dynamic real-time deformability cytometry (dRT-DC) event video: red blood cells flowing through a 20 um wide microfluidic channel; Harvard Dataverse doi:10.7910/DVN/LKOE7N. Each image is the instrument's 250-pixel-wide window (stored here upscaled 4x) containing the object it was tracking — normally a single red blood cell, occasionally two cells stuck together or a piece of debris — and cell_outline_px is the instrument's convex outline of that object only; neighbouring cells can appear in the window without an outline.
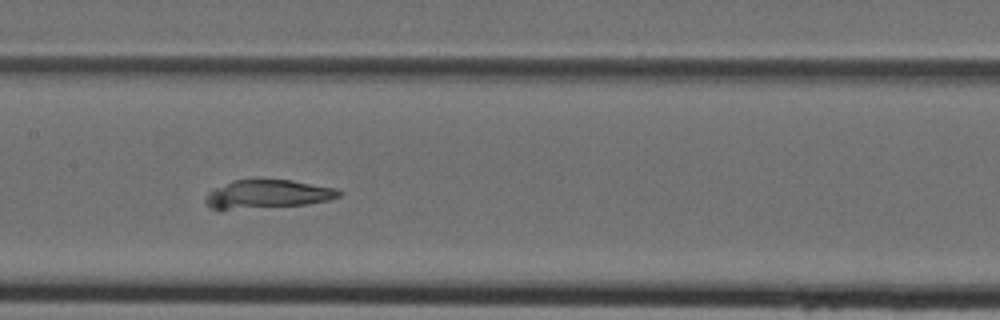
{"species": "Egyptian fruit bat (a non-hibernating species)", "species_latin": "Rousettus aegyptiacus", "temperature_condition": "cold", "stored_images_in_passage": 43, "camera_frame_rate_fps": 3000, "um_per_image_px": 0.085, "animal": {"sex": "female"}, "frame": {"image": 1, "passage_image": 20, "time_ms": 6.333, "image_size_px": [1000, 320], "cell_outline_px": [[344, 192], [340, 196], [328, 200], [308, 204], [220, 212], [212, 208], [204, 200], [204, 196], [208, 192], [232, 180], [292, 180], [336, 188]], "centroid_in_image_um": [22.7, 16.54], "position_along_channel_um": 184.7, "area_um2": 22.77}}
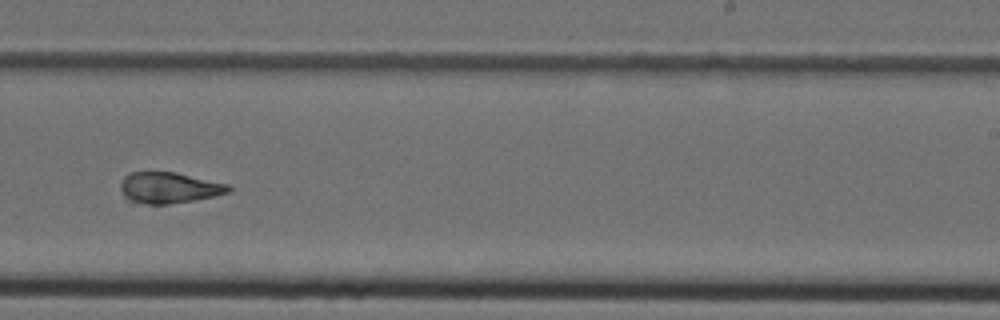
{"frame": {"image": 2, "passage_image": 26, "time_ms": 8.333, "image_size_px": [1000, 320], "cell_outline_px": [[232, 188], [228, 192], [212, 196], [192, 200], [168, 204], [128, 204], [120, 188], [120, 184], [124, 176], [132, 172], [176, 172], [228, 184]], "centroid_in_image_um": [14.28, 15.97], "position_along_channel_um": 274.7, "area_um2": 19.65}}
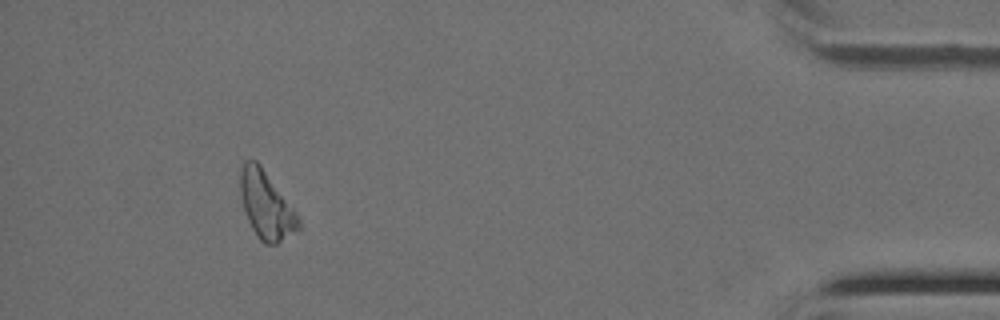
{"frame": {"image": 3, "passage_image": 39, "time_ms": 12.667, "image_size_px": [1000, 320], "cell_outline_px": [[300, 228], [276, 244], [264, 244], [256, 236], [248, 220], [240, 196], [240, 168], [244, 160], [256, 160], [260, 164], [296, 212], [300, 220]], "centroid_in_image_um": [22.6, 17.43], "position_along_channel_um": 412.6, "area_um2": 22.72}}